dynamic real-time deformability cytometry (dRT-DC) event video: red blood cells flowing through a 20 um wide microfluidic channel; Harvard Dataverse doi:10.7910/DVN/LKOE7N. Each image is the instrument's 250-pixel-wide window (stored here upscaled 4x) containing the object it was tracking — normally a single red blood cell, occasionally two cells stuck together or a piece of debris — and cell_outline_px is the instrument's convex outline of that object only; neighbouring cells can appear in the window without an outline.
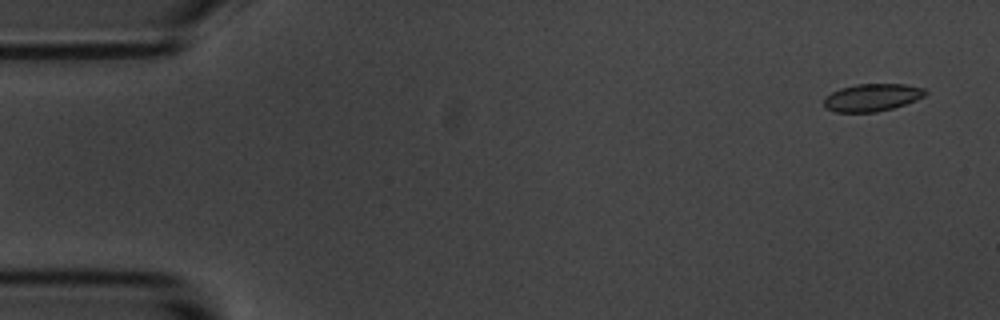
{"species": "common noctule bat (a hibernating species)", "species_latin": "Nyctalus noctula", "temperature_condition": "room temperature", "stored_images_in_passage": 5, "camera_frame_rate_fps": 3000, "um_per_image_px": 0.085, "animal": {"sex": "male", "body_mass_g": 20.1, "forearm_length_mm": 53.5}, "frame": {"image": 1, "passage_image": 1, "time_ms": 0.0, "image_size_px": [1000, 320], "cell_outline_px": [[928, 92], [924, 96], [916, 100], [892, 108], [876, 112], [836, 112], [824, 108], [824, 96], [840, 88], [856, 84], [904, 84], [924, 88]], "centroid_in_image_um": [74.1, 8.28], "position_along_channel_um": 10.9, "area_um2": 16.3}}
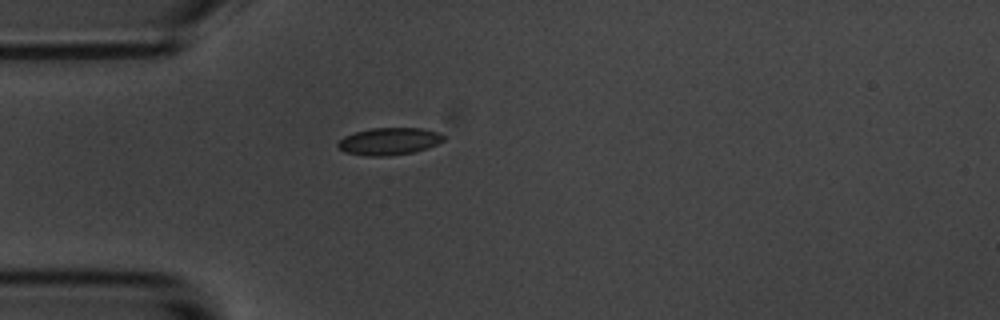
{"frame": {"image": 2, "passage_image": 4, "time_ms": 4.333, "image_size_px": [1000, 320], "cell_outline_px": [[448, 136], [444, 140], [428, 148], [412, 152], [388, 156], [364, 156], [344, 152], [336, 148], [336, 144], [344, 136], [356, 132], [372, 128], [420, 128], [436, 132]], "centroid_in_image_um": [33.05, 12.02], "position_along_channel_um": 52.0, "area_um2": 16.88}}